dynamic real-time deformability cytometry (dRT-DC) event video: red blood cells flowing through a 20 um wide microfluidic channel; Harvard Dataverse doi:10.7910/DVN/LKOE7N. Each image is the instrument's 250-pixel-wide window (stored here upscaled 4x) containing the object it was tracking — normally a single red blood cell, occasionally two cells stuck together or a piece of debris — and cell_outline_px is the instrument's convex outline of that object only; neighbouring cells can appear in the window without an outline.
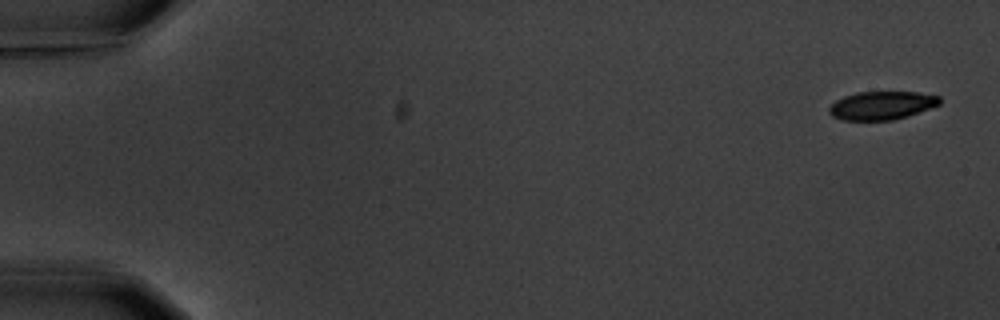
{"species": "common noctule bat (a hibernating species)", "species_latin": "Nyctalus noctula", "temperature_condition": "warm", "stored_images_in_passage": 4, "camera_frame_rate_fps": 3000, "um_per_image_px": 0.085, "animal": {"sex": "male", "body_mass_g": 20.1, "forearm_length_mm": 53.5}, "frame": {"image": 1, "passage_image": 1, "time_ms": 0.0, "image_size_px": [1000, 320], "cell_outline_px": [[940, 104], [908, 116], [892, 120], [844, 120], [832, 116], [828, 112], [828, 108], [836, 100], [844, 96], [856, 92], [916, 92], [940, 96]], "centroid_in_image_um": [74.93, 8.96], "position_along_channel_um": 10.1, "area_um2": 18.21}}